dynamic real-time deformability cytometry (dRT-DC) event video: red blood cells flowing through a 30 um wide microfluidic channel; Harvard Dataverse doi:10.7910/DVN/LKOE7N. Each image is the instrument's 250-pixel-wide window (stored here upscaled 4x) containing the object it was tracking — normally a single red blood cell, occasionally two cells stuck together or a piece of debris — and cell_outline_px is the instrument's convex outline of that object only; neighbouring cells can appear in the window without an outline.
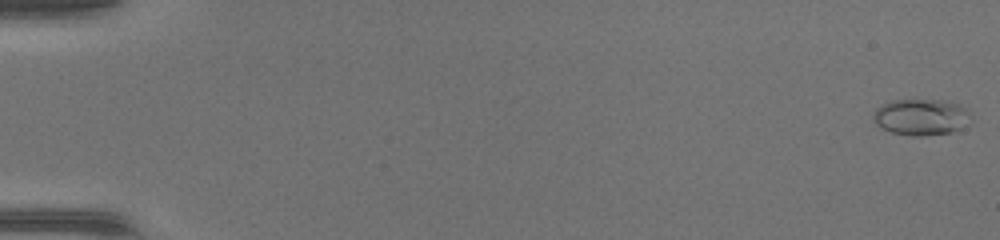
{"species": "common noctule bat (a hibernating species)", "species_latin": "Nyctalus noctula", "temperature_condition": "warm", "stored_images_in_passage": 49, "camera_frame_rate_fps": 3000, "um_per_image_px": 0.085, "animal": {"sex": "female", "body_mass_g": 17.0, "forearm_length_mm": 48.0}, "frame": {"image": 1, "passage_image": 1, "time_ms": 0.0, "image_size_px": [1000, 240], "cell_outline_px": [[968, 112], [960, 128], [948, 132], [920, 136], [912, 136], [892, 132], [876, 124], [872, 120], [872, 116], [876, 108], [892, 100], [940, 100], [956, 104], [964, 108]], "centroid_in_image_um": [78.17, 9.94], "position_along_channel_um": 6.8, "area_um2": 19.83}}
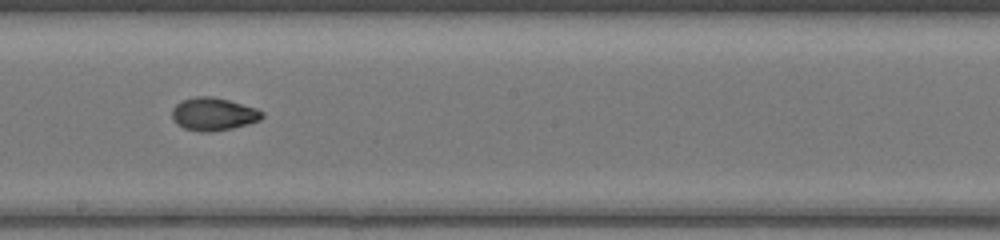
{"frame": {"image": 2, "passage_image": 29, "time_ms": 9.333, "image_size_px": [1000, 240], "cell_outline_px": [[264, 116], [260, 120], [248, 124], [232, 128], [212, 132], [196, 132], [184, 128], [176, 124], [172, 120], [172, 108], [176, 104], [184, 100], [196, 96], [212, 96], [228, 100], [256, 108], [264, 112]], "centroid_in_image_um": [18.13, 9.71], "position_along_channel_um": 230.1, "area_um2": 17.4}}
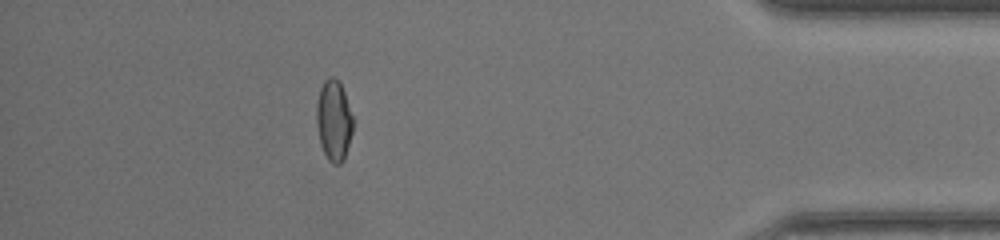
{"frame": {"image": 3, "passage_image": 44, "time_ms": 14.333, "image_size_px": [1000, 240], "cell_outline_px": [[352, 132], [344, 160], [340, 164], [332, 164], [328, 160], [320, 144], [316, 124], [316, 104], [320, 88], [324, 80], [328, 76], [332, 76], [340, 84], [344, 92], [352, 116]], "centroid_in_image_um": [28.35, 10.25], "position_along_channel_um": 406.9, "area_um2": 17.11}, "authors_computed_cell_mechanics": {"area_um2": 17.2244, "velocity_mm_per_s": 4.3957, "shape_relaxation_time_tau1_ms": 9.6862, "shape_relaxation_time_tau2_ms": 1.027, "deformation_change_tau1": 0.2741, "deformation_change_tau2": 0.0527}}